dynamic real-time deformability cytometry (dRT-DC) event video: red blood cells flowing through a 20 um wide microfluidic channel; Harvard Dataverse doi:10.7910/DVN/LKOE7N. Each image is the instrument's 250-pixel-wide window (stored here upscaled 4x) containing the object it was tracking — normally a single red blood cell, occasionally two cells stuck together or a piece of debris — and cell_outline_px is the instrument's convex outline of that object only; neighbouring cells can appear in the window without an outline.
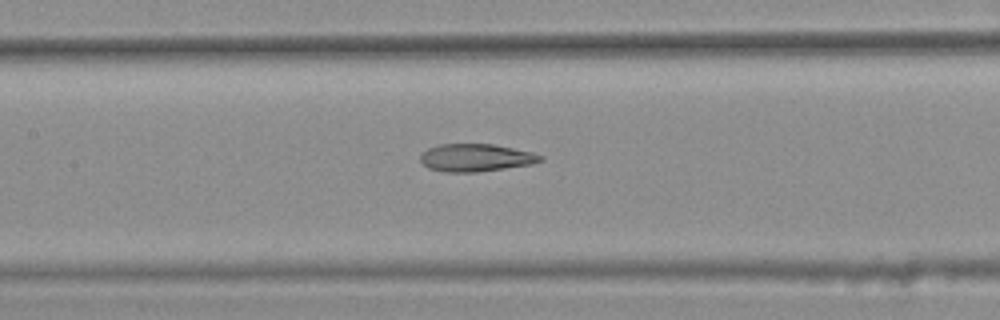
{"species": "common noctule bat (a hibernating species)", "species_latin": "Nyctalus noctula", "temperature_condition": "warm", "stored_images_in_passage": 9, "segment_of_instrument_passage": [2, 2], "camera_frame_rate_fps": 3000, "um_per_image_px": 0.085, "animal": {"sex": "female", "body_mass_g": 25.1}, "frame": {"image": 1, "passage_image": 9, "time_ms": 2.667, "image_size_px": [1000, 320], "cell_outline_px": [[544, 160], [532, 164], [476, 172], [444, 172], [428, 168], [420, 160], [420, 152], [428, 148], [440, 144], [492, 144], [532, 152], [544, 156]], "centroid_in_image_um": [40.43, 13.4], "position_along_channel_um": 167.0, "area_um2": 19.36}}